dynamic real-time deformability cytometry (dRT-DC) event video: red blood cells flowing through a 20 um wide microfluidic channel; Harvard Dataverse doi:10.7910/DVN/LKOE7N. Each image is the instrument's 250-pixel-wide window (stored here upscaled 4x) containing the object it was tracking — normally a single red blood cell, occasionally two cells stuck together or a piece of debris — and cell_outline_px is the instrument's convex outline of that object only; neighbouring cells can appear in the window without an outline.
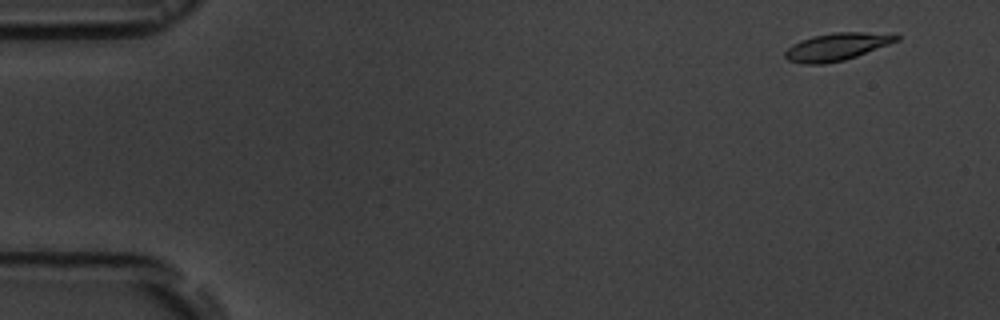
{"species": "common noctule bat (a hibernating species)", "species_latin": "Nyctalus noctula", "temperature_condition": "room temperature", "stored_images_in_passage": 6, "camera_frame_rate_fps": 3000, "um_per_image_px": 0.085, "animal": {"sex": "male", "body_mass_g": 19.5, "forearm_length_mm": 54.6}, "frame": {"image": 1, "passage_image": 1, "time_ms": 0.0, "image_size_px": [1000, 320], "cell_outline_px": [[900, 40], [856, 56], [844, 60], [824, 64], [800, 64], [788, 60], [784, 56], [784, 52], [792, 44], [800, 40], [812, 36], [832, 32], [896, 32], [900, 36]], "centroid_in_image_um": [71.16, 3.95], "position_along_channel_um": 13.8, "area_um2": 18.21}}
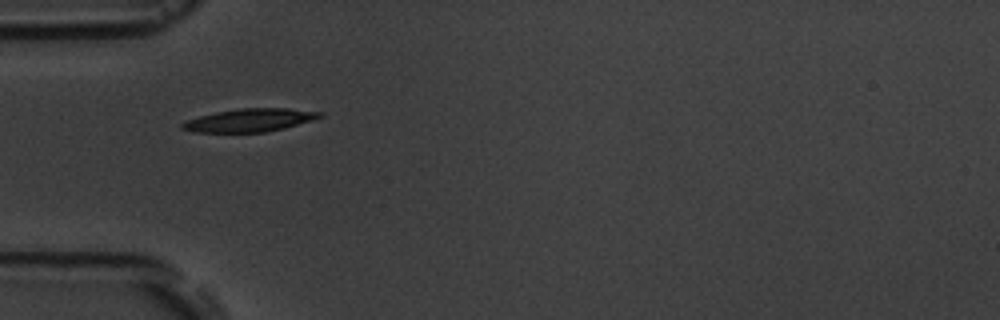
{"frame": {"image": 2, "passage_image": 5, "time_ms": 4.667, "image_size_px": [1000, 320], "cell_outline_px": [[324, 116], [312, 120], [284, 128], [264, 132], [192, 132], [180, 128], [180, 124], [188, 120], [200, 116], [216, 112], [240, 108], [288, 108], [324, 112]], "centroid_in_image_um": [21.24, 10.21], "position_along_channel_um": 63.8, "area_um2": 18.44}}
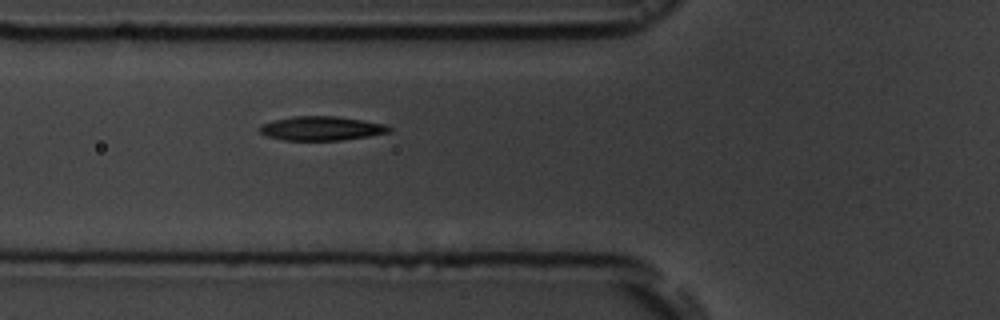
{"frame": {"image": 3, "passage_image": 6, "time_ms": 5.667, "image_size_px": [1000, 320], "cell_outline_px": [[392, 132], [368, 136], [340, 140], [284, 140], [268, 136], [260, 132], [260, 124], [272, 120], [292, 116], [336, 116], [384, 124], [392, 128]], "centroid_in_image_um": [27.31, 10.91], "position_along_channel_um": 98.5, "area_um2": 18.09}}